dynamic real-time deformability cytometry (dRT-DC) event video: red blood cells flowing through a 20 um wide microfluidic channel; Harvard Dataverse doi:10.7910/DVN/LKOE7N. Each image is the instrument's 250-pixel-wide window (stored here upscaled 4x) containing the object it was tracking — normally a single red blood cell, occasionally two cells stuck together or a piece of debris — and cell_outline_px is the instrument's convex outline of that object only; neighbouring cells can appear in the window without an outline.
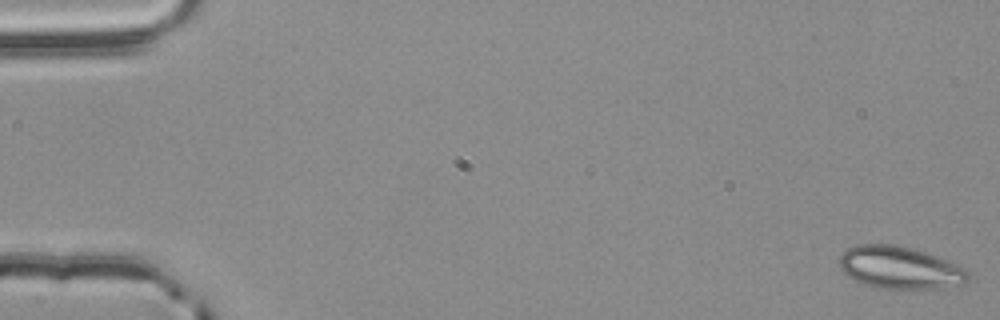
{"species": "common noctule bat (a hibernating species)", "species_latin": "Nyctalus noctula", "temperature_condition": "room temperature", "stored_images_in_passage": 56, "camera_frame_rate_fps": 3000, "um_per_image_px": 0.085, "animal": {"sex": "male", "body_mass_g": 20.4}, "frame": {"image": 1, "passage_image": 1, "time_ms": 0.0, "image_size_px": [1000, 320], "cell_outline_px": [[968, 280], [964, 284], [940, 288], [912, 292], [900, 292], [876, 288], [864, 284], [848, 276], [840, 268], [840, 256], [848, 248], [856, 244], [892, 244], [916, 248], [936, 256], [964, 268], [968, 272]], "centroid_in_image_um": [76.5, 22.8], "position_along_channel_um": 8.5, "area_um2": 32.77}}
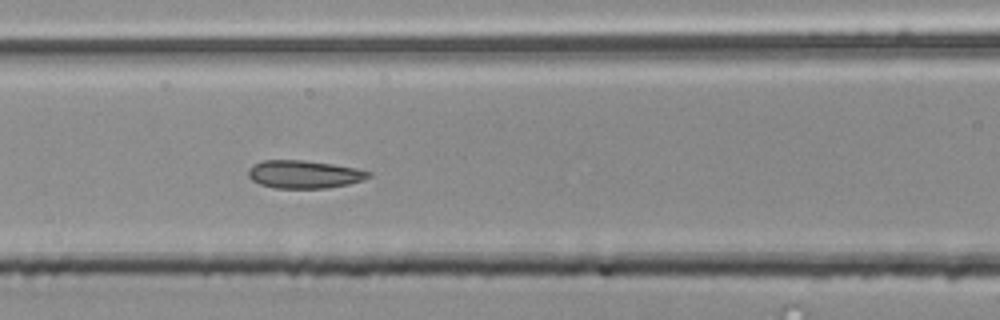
{"frame": {"image": 2, "passage_image": 24, "time_ms": 7.667, "image_size_px": [1000, 320], "cell_outline_px": [[372, 176], [364, 180], [348, 184], [328, 188], [276, 188], [260, 184], [252, 180], [248, 176], [248, 168], [252, 164], [264, 160], [304, 160], [332, 164], [356, 168], [372, 172]], "centroid_in_image_um": [25.86, 14.81], "position_along_channel_um": 140.7, "area_um2": 19.71}}
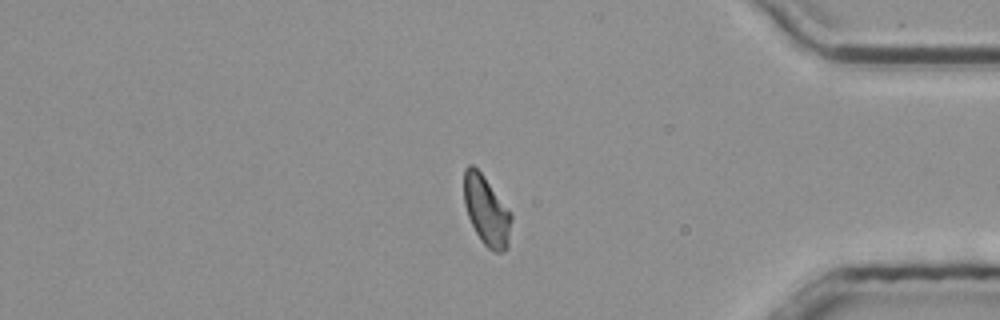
{"frame": {"image": 3, "passage_image": 46, "time_ms": 15.0, "image_size_px": [1000, 320], "cell_outline_px": [[512, 216], [508, 248], [504, 252], [492, 252], [480, 240], [468, 216], [464, 204], [464, 168], [468, 164], [472, 164], [484, 176], [512, 212]], "centroid_in_image_um": [41.37, 17.92], "position_along_channel_um": 393.8, "area_um2": 19.42}, "authors_computed_cell_mechanics": {"area_um2": 19.4497, "velocity_mm_per_s": 3.8335, "shape_relaxation_time_tau1_ms": 4.1044, "shape_relaxation_time_tau2_ms": 1.2183, "deformation_change_tau1": 0.108, "deformation_change_tau2": 0.0797}}